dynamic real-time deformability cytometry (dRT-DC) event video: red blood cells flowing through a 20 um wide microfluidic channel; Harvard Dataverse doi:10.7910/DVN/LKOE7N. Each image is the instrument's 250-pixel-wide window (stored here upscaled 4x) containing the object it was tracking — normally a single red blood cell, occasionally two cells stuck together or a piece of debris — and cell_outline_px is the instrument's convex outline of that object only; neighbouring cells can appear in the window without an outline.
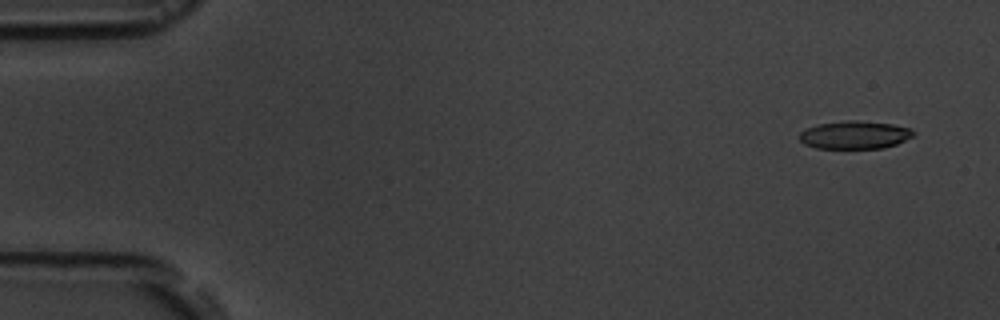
{"species": "common noctule bat (a hibernating species)", "species_latin": "Nyctalus noctula", "temperature_condition": "room temperature", "stored_images_in_passage": 5, "segment_of_instrument_passage": [2, 2], "camera_frame_rate_fps": 3000, "um_per_image_px": 0.085, "animal": {"sex": "male", "body_mass_g": 19.5, "forearm_length_mm": 54.6}, "frame": {"image": 1, "passage_image": 5, "time_ms": 5.667, "image_size_px": [1000, 320], "cell_outline_px": [[916, 132], [912, 136], [896, 144], [884, 148], [816, 148], [804, 144], [800, 140], [800, 132], [816, 124], [848, 120], [856, 120], [892, 124], [908, 128]], "centroid_in_image_um": [72.63, 11.46], "position_along_channel_um": 12.4, "area_um2": 18.44}}